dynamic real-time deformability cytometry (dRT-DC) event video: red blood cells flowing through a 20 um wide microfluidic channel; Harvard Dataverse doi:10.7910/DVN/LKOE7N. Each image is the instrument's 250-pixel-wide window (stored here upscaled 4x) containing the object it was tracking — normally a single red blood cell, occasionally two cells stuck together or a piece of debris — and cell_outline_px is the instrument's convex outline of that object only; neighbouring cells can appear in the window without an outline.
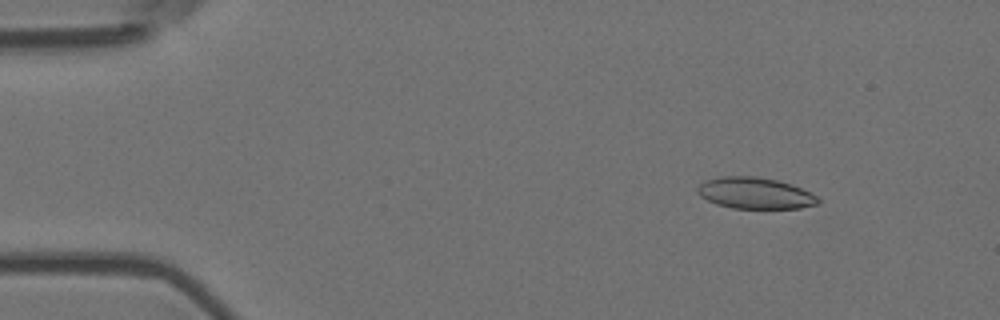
{"species": "Egyptian fruit bat (a non-hibernating species)", "species_latin": "Rousettus aegyptiacus", "temperature_condition": "room temperature", "stored_images_in_passage": 54, "camera_frame_rate_fps": 3000, "um_per_image_px": 0.085, "animal": {"sex": "female"}, "frame": {"image": 1, "passage_image": 6, "time_ms": 1.667, "image_size_px": [1000, 320], "cell_outline_px": [[820, 204], [800, 208], [732, 208], [716, 204], [700, 196], [696, 192], [696, 188], [704, 180], [724, 176], [756, 176], [776, 180], [792, 184], [812, 192], [820, 196]], "centroid_in_image_um": [64.22, 16.42], "position_along_channel_um": 20.8, "area_um2": 22.31}}
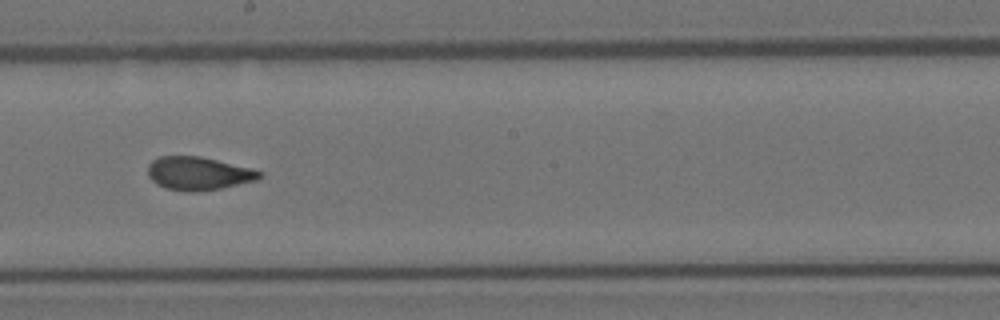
{"frame": {"image": 2, "passage_image": 30, "time_ms": 9.667, "image_size_px": [1000, 320], "cell_outline_px": [[264, 172], [256, 180], [220, 188], [196, 192], [188, 192], [164, 188], [156, 184], [148, 176], [148, 164], [152, 160], [160, 156], [200, 156], [252, 168]], "centroid_in_image_um": [16.84, 14.74], "position_along_channel_um": 231.4, "area_um2": 21.68}}
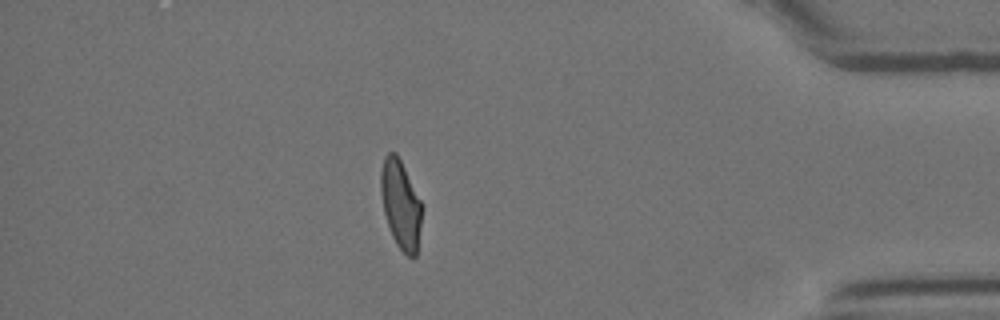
{"frame": {"image": 3, "passage_image": 47, "time_ms": 15.333, "image_size_px": [1000, 320], "cell_outline_px": [[424, 208], [416, 256], [408, 256], [396, 244], [392, 236], [384, 212], [380, 192], [380, 172], [384, 156], [388, 152], [396, 152]], "centroid_in_image_um": [34.06, 17.37], "position_along_channel_um": 401.1, "area_um2": 21.21}, "authors_computed_cell_mechanics": {"area_um2": 21.9351, "velocity_mm_per_s": 3.7105, "shape_relaxation_time_tau1_ms": 7.3697, "shape_relaxation_time_tau2_ms": 1.3728, "deformation_change_tau1": 0.1952, "deformation_change_tau2": 0.0748}}